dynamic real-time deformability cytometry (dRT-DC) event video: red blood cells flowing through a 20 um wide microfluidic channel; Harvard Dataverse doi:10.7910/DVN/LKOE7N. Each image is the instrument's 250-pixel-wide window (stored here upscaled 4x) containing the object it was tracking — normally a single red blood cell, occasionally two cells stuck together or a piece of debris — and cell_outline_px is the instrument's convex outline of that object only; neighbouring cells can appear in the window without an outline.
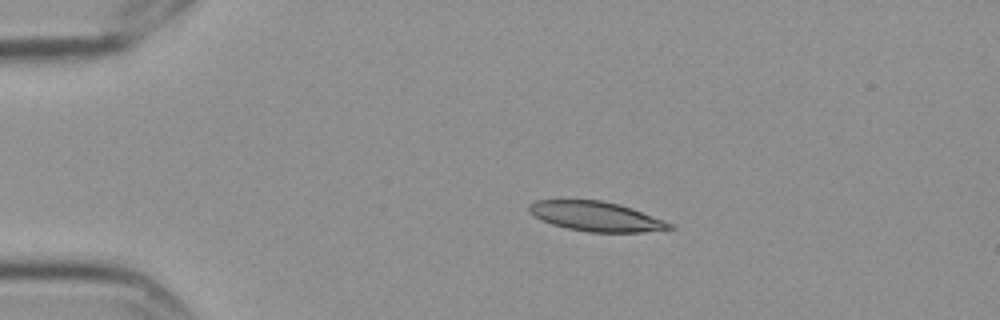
{"species": "Egyptian fruit bat (a non-hibernating species)", "species_latin": "Rousettus aegyptiacus", "temperature_condition": "cold", "stored_images_in_passage": 5, "camera_frame_rate_fps": 3000, "um_per_image_px": 0.085, "frame": {"image": 1, "passage_image": 2, "time_ms": 0.333, "image_size_px": [1000, 320], "cell_outline_px": [[676, 228], [640, 232], [588, 232], [568, 228], [552, 224], [528, 212], [528, 204], [536, 200], [600, 200], [620, 204], [632, 208], [664, 220], [672, 224]], "centroid_in_image_um": [50.67, 18.39], "position_along_channel_um": 34.3, "area_um2": 24.1}}
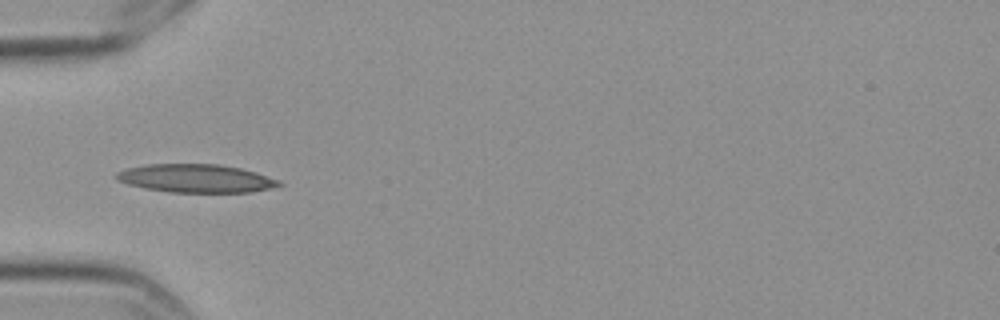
{"frame": {"image": 2, "passage_image": 4, "time_ms": 1.0, "image_size_px": [1000, 320], "cell_outline_px": [[284, 184], [252, 192], [168, 192], [128, 184], [120, 180], [116, 176], [116, 172], [128, 168], [148, 164], [220, 164], [240, 168], [256, 172], [280, 180]], "centroid_in_image_um": [16.7, 15.15], "position_along_channel_um": 68.3, "area_um2": 26.53}}
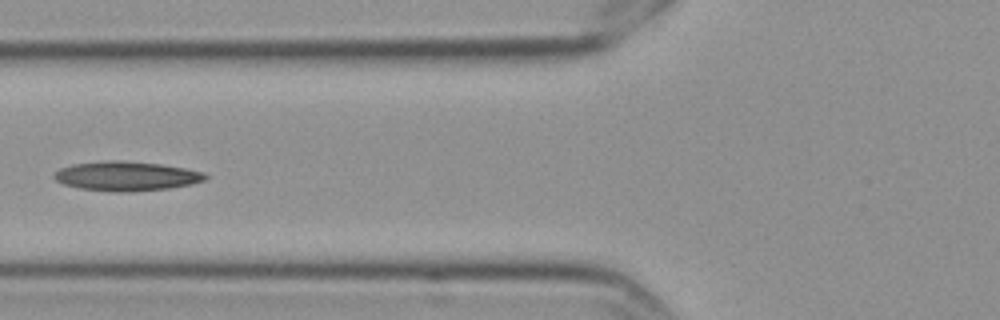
{"frame": {"image": 3, "passage_image": 5, "time_ms": 1.333, "image_size_px": [1000, 320], "cell_outline_px": [[208, 176], [204, 180], [192, 184], [168, 188], [120, 192], [112, 192], [80, 188], [64, 184], [56, 180], [52, 176], [60, 168], [72, 164], [108, 160], [116, 160], [160, 164], [184, 168], [200, 172]], "centroid_in_image_um": [10.7, 14.96], "position_along_channel_um": 115.1, "area_um2": 25.55}}